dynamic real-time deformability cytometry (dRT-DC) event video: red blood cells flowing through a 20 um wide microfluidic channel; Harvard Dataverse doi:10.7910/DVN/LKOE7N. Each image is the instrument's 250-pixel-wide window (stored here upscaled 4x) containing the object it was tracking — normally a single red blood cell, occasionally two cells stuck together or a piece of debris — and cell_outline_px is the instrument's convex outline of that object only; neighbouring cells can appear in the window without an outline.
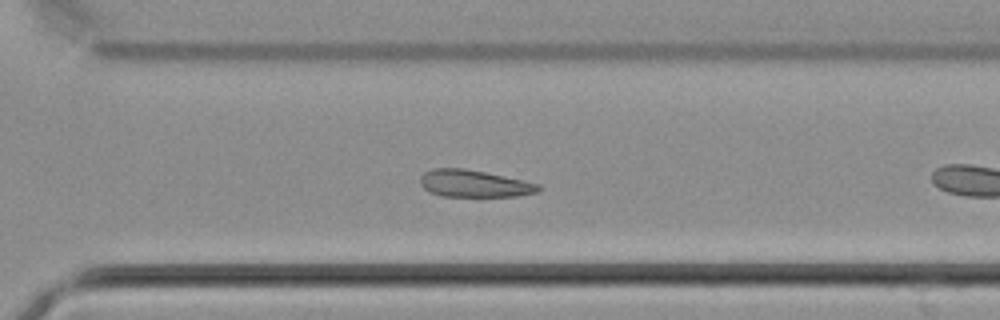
{"species": "common noctule bat (a hibernating species)", "species_latin": "Nyctalus noctula", "temperature_condition": "cold", "stored_images_in_passage": 29, "camera_frame_rate_fps": 3000, "um_per_image_px": 0.085, "animal": {"sex": "male", "body_mass_g": 21.5, "forearm_length_mm": 52.0}, "frame": {"image": 1, "passage_image": 17, "time_ms": 5.333, "image_size_px": [1000, 320], "cell_outline_px": [[544, 188], [536, 192], [516, 196], [440, 196], [428, 192], [420, 184], [420, 176], [424, 172], [432, 168], [464, 168], [504, 176], [540, 184]], "centroid_in_image_um": [40.27, 15.6], "position_along_channel_um": 330.3, "area_um2": 18.73}}
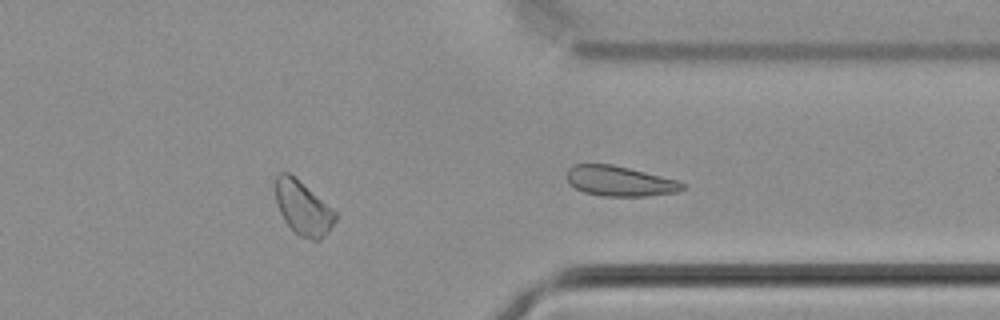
{"frame": {"image": 2, "passage_image": 21, "time_ms": 6.667, "image_size_px": [1000, 320], "cell_outline_px": [[340, 216], [328, 232], [320, 240], [312, 240], [300, 236], [284, 220], [280, 212], [276, 200], [276, 176], [280, 172], [288, 172], [336, 212]], "centroid_in_image_um": [25.78, 17.71], "position_along_channel_um": 385.6, "area_um2": 18.38}}